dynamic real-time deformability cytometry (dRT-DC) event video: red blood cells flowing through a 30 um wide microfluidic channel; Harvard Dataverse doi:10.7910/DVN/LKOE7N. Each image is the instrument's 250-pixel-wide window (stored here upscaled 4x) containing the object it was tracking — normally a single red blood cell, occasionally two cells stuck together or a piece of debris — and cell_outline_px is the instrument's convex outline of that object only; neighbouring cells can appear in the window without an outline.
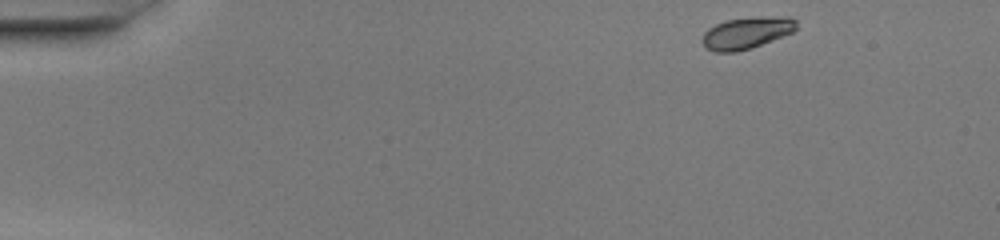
{"species": "common noctule bat (a hibernating species)", "species_latin": "Nyctalus noctula", "temperature_condition": "warm", "stored_images_in_passage": 46, "camera_frame_rate_fps": 3000, "um_per_image_px": 0.085, "animal": {"sex": "female", "body_mass_g": 20.0, "forearm_length_mm": 54.0}, "frame": {"image": 1, "passage_image": 1, "time_ms": 0.0, "image_size_px": [1000, 240], "cell_outline_px": [[796, 28], [792, 32], [784, 36], [752, 48], [736, 52], [716, 52], [704, 48], [700, 40], [704, 32], [708, 28], [716, 24], [728, 20], [780, 16], [788, 16], [796, 20]], "centroid_in_image_um": [63.43, 2.82], "position_along_channel_um": 21.6, "area_um2": 17.4}}
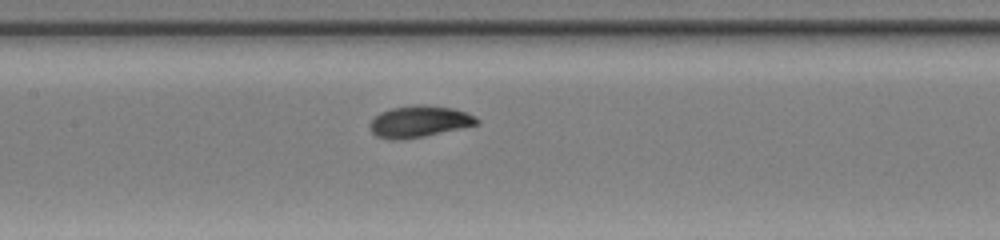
{"frame": {"image": 2, "passage_image": 20, "time_ms": 6.333, "image_size_px": [1000, 240], "cell_outline_px": [[480, 124], [424, 136], [400, 140], [388, 140], [376, 136], [372, 132], [372, 120], [380, 112], [392, 108], [416, 104], [424, 104], [452, 108], [476, 116], [480, 120]], "centroid_in_image_um": [35.67, 10.33], "position_along_channel_um": 171.7, "area_um2": 19.59}}
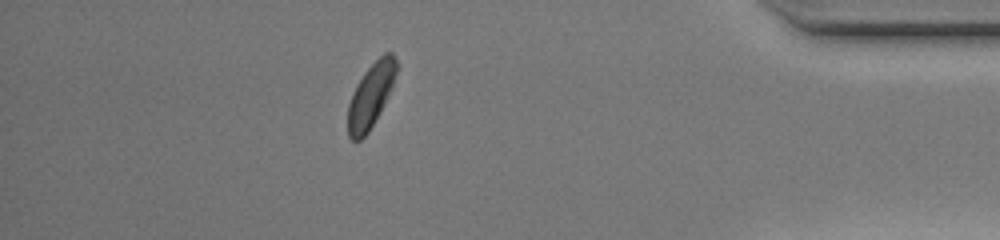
{"frame": {"image": 3, "passage_image": 40, "time_ms": 13.0, "image_size_px": [1000, 240], "cell_outline_px": [[400, 68], [384, 104], [380, 112], [368, 132], [360, 140], [352, 140], [348, 136], [348, 104], [352, 92], [356, 84], [364, 72], [384, 52], [392, 52]], "centroid_in_image_um": [31.53, 8.08], "position_along_channel_um": 403.7, "area_um2": 18.26}, "authors_computed_cell_mechanics": {"area_um2": 18.5538, "velocity_mm_per_s": 4.0543, "shape_relaxation_time_tau1_ms": 1.8064, "shape_relaxation_time_tau2_ms": null, "deformation_change_tau1": 0.1343, "deformation_change_tau2": null}}